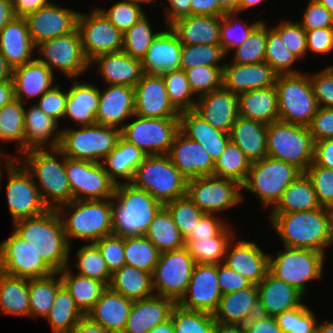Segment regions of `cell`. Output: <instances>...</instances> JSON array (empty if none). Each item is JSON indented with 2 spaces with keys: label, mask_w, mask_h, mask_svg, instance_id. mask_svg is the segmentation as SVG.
Here are the masks:
<instances>
[{
  "label": "cell",
  "mask_w": 333,
  "mask_h": 333,
  "mask_svg": "<svg viewBox=\"0 0 333 333\" xmlns=\"http://www.w3.org/2000/svg\"><path fill=\"white\" fill-rule=\"evenodd\" d=\"M134 114V87L109 85L104 91H99V107L96 114L97 124L122 129L125 124L121 122L133 117Z\"/></svg>",
  "instance_id": "cell-27"
},
{
  "label": "cell",
  "mask_w": 333,
  "mask_h": 333,
  "mask_svg": "<svg viewBox=\"0 0 333 333\" xmlns=\"http://www.w3.org/2000/svg\"><path fill=\"white\" fill-rule=\"evenodd\" d=\"M147 156L141 149L128 143L122 137L118 140L116 148L101 161L110 179L117 185L122 183L118 179H125L124 183H130L137 166ZM118 178V179H117Z\"/></svg>",
  "instance_id": "cell-43"
},
{
  "label": "cell",
  "mask_w": 333,
  "mask_h": 333,
  "mask_svg": "<svg viewBox=\"0 0 333 333\" xmlns=\"http://www.w3.org/2000/svg\"><path fill=\"white\" fill-rule=\"evenodd\" d=\"M270 215V222L286 247L325 253V247L333 242L325 207Z\"/></svg>",
  "instance_id": "cell-2"
},
{
  "label": "cell",
  "mask_w": 333,
  "mask_h": 333,
  "mask_svg": "<svg viewBox=\"0 0 333 333\" xmlns=\"http://www.w3.org/2000/svg\"><path fill=\"white\" fill-rule=\"evenodd\" d=\"M252 162L243 151L232 141H229L214 162L213 175L232 179L241 185L245 182Z\"/></svg>",
  "instance_id": "cell-52"
},
{
  "label": "cell",
  "mask_w": 333,
  "mask_h": 333,
  "mask_svg": "<svg viewBox=\"0 0 333 333\" xmlns=\"http://www.w3.org/2000/svg\"><path fill=\"white\" fill-rule=\"evenodd\" d=\"M0 271L26 279L46 277L54 272L29 242L22 240L14 232L0 243Z\"/></svg>",
  "instance_id": "cell-19"
},
{
  "label": "cell",
  "mask_w": 333,
  "mask_h": 333,
  "mask_svg": "<svg viewBox=\"0 0 333 333\" xmlns=\"http://www.w3.org/2000/svg\"><path fill=\"white\" fill-rule=\"evenodd\" d=\"M232 230L227 226L211 238L185 240V247L195 263L216 264L223 263L229 242L233 239Z\"/></svg>",
  "instance_id": "cell-49"
},
{
  "label": "cell",
  "mask_w": 333,
  "mask_h": 333,
  "mask_svg": "<svg viewBox=\"0 0 333 333\" xmlns=\"http://www.w3.org/2000/svg\"><path fill=\"white\" fill-rule=\"evenodd\" d=\"M177 303L170 298L156 296L133 301L126 327L122 333H148L158 324L170 319Z\"/></svg>",
  "instance_id": "cell-30"
},
{
  "label": "cell",
  "mask_w": 333,
  "mask_h": 333,
  "mask_svg": "<svg viewBox=\"0 0 333 333\" xmlns=\"http://www.w3.org/2000/svg\"><path fill=\"white\" fill-rule=\"evenodd\" d=\"M135 114L145 118L179 117L170 103L162 75L143 74L135 85Z\"/></svg>",
  "instance_id": "cell-22"
},
{
  "label": "cell",
  "mask_w": 333,
  "mask_h": 333,
  "mask_svg": "<svg viewBox=\"0 0 333 333\" xmlns=\"http://www.w3.org/2000/svg\"><path fill=\"white\" fill-rule=\"evenodd\" d=\"M223 16L189 15L169 25L183 45L220 44Z\"/></svg>",
  "instance_id": "cell-35"
},
{
  "label": "cell",
  "mask_w": 333,
  "mask_h": 333,
  "mask_svg": "<svg viewBox=\"0 0 333 333\" xmlns=\"http://www.w3.org/2000/svg\"><path fill=\"white\" fill-rule=\"evenodd\" d=\"M197 99L194 110L215 129L229 133L239 116L238 95L222 86Z\"/></svg>",
  "instance_id": "cell-26"
},
{
  "label": "cell",
  "mask_w": 333,
  "mask_h": 333,
  "mask_svg": "<svg viewBox=\"0 0 333 333\" xmlns=\"http://www.w3.org/2000/svg\"><path fill=\"white\" fill-rule=\"evenodd\" d=\"M237 15H239L238 12H225L221 19L220 45L225 54H228L230 50L242 45L250 36L251 32L262 22L259 20L247 25L245 22H237L235 20ZM236 23L239 24V26ZM240 24H242V26Z\"/></svg>",
  "instance_id": "cell-60"
},
{
  "label": "cell",
  "mask_w": 333,
  "mask_h": 333,
  "mask_svg": "<svg viewBox=\"0 0 333 333\" xmlns=\"http://www.w3.org/2000/svg\"><path fill=\"white\" fill-rule=\"evenodd\" d=\"M164 207L170 213L184 239L190 235L206 214L187 195L165 203Z\"/></svg>",
  "instance_id": "cell-59"
},
{
  "label": "cell",
  "mask_w": 333,
  "mask_h": 333,
  "mask_svg": "<svg viewBox=\"0 0 333 333\" xmlns=\"http://www.w3.org/2000/svg\"><path fill=\"white\" fill-rule=\"evenodd\" d=\"M309 308L302 304L277 315L276 319L282 333H314L318 321Z\"/></svg>",
  "instance_id": "cell-63"
},
{
  "label": "cell",
  "mask_w": 333,
  "mask_h": 333,
  "mask_svg": "<svg viewBox=\"0 0 333 333\" xmlns=\"http://www.w3.org/2000/svg\"><path fill=\"white\" fill-rule=\"evenodd\" d=\"M182 48L183 44L169 26L167 31H159L141 60L143 72L161 75L180 69Z\"/></svg>",
  "instance_id": "cell-29"
},
{
  "label": "cell",
  "mask_w": 333,
  "mask_h": 333,
  "mask_svg": "<svg viewBox=\"0 0 333 333\" xmlns=\"http://www.w3.org/2000/svg\"><path fill=\"white\" fill-rule=\"evenodd\" d=\"M278 74L266 62L255 64H224L222 86L234 94L274 86Z\"/></svg>",
  "instance_id": "cell-25"
},
{
  "label": "cell",
  "mask_w": 333,
  "mask_h": 333,
  "mask_svg": "<svg viewBox=\"0 0 333 333\" xmlns=\"http://www.w3.org/2000/svg\"><path fill=\"white\" fill-rule=\"evenodd\" d=\"M78 15L79 12L54 3L28 14L25 19L34 45L73 32Z\"/></svg>",
  "instance_id": "cell-21"
},
{
  "label": "cell",
  "mask_w": 333,
  "mask_h": 333,
  "mask_svg": "<svg viewBox=\"0 0 333 333\" xmlns=\"http://www.w3.org/2000/svg\"><path fill=\"white\" fill-rule=\"evenodd\" d=\"M65 171L73 200H105L114 196L116 184L102 163L65 158Z\"/></svg>",
  "instance_id": "cell-16"
},
{
  "label": "cell",
  "mask_w": 333,
  "mask_h": 333,
  "mask_svg": "<svg viewBox=\"0 0 333 333\" xmlns=\"http://www.w3.org/2000/svg\"><path fill=\"white\" fill-rule=\"evenodd\" d=\"M314 149L308 126L282 120L267 126V156L292 164L304 173L314 161Z\"/></svg>",
  "instance_id": "cell-6"
},
{
  "label": "cell",
  "mask_w": 333,
  "mask_h": 333,
  "mask_svg": "<svg viewBox=\"0 0 333 333\" xmlns=\"http://www.w3.org/2000/svg\"><path fill=\"white\" fill-rule=\"evenodd\" d=\"M14 233L29 242L34 251L54 271L69 266L70 245L56 209L14 222Z\"/></svg>",
  "instance_id": "cell-1"
},
{
  "label": "cell",
  "mask_w": 333,
  "mask_h": 333,
  "mask_svg": "<svg viewBox=\"0 0 333 333\" xmlns=\"http://www.w3.org/2000/svg\"><path fill=\"white\" fill-rule=\"evenodd\" d=\"M24 104L17 99L0 109V129L3 142H18L20 152H25Z\"/></svg>",
  "instance_id": "cell-53"
},
{
  "label": "cell",
  "mask_w": 333,
  "mask_h": 333,
  "mask_svg": "<svg viewBox=\"0 0 333 333\" xmlns=\"http://www.w3.org/2000/svg\"><path fill=\"white\" fill-rule=\"evenodd\" d=\"M275 87L279 120L308 126L319 108L309 75H278Z\"/></svg>",
  "instance_id": "cell-10"
},
{
  "label": "cell",
  "mask_w": 333,
  "mask_h": 333,
  "mask_svg": "<svg viewBox=\"0 0 333 333\" xmlns=\"http://www.w3.org/2000/svg\"><path fill=\"white\" fill-rule=\"evenodd\" d=\"M242 185L232 179L215 175L200 176L187 181L186 195L207 214L228 210L243 201Z\"/></svg>",
  "instance_id": "cell-15"
},
{
  "label": "cell",
  "mask_w": 333,
  "mask_h": 333,
  "mask_svg": "<svg viewBox=\"0 0 333 333\" xmlns=\"http://www.w3.org/2000/svg\"><path fill=\"white\" fill-rule=\"evenodd\" d=\"M150 193L163 205L186 195L187 180L167 154L147 155L130 182Z\"/></svg>",
  "instance_id": "cell-7"
},
{
  "label": "cell",
  "mask_w": 333,
  "mask_h": 333,
  "mask_svg": "<svg viewBox=\"0 0 333 333\" xmlns=\"http://www.w3.org/2000/svg\"><path fill=\"white\" fill-rule=\"evenodd\" d=\"M99 91L100 89L91 83L74 81L73 86L67 91L64 118L68 116L76 121V127L96 124Z\"/></svg>",
  "instance_id": "cell-39"
},
{
  "label": "cell",
  "mask_w": 333,
  "mask_h": 333,
  "mask_svg": "<svg viewBox=\"0 0 333 333\" xmlns=\"http://www.w3.org/2000/svg\"><path fill=\"white\" fill-rule=\"evenodd\" d=\"M144 235L160 253L185 247V239L164 206L157 212Z\"/></svg>",
  "instance_id": "cell-47"
},
{
  "label": "cell",
  "mask_w": 333,
  "mask_h": 333,
  "mask_svg": "<svg viewBox=\"0 0 333 333\" xmlns=\"http://www.w3.org/2000/svg\"><path fill=\"white\" fill-rule=\"evenodd\" d=\"M69 266L59 271L62 284L70 292L76 306L86 315L101 297L107 286L96 279L73 273Z\"/></svg>",
  "instance_id": "cell-45"
},
{
  "label": "cell",
  "mask_w": 333,
  "mask_h": 333,
  "mask_svg": "<svg viewBox=\"0 0 333 333\" xmlns=\"http://www.w3.org/2000/svg\"><path fill=\"white\" fill-rule=\"evenodd\" d=\"M77 260L78 274L101 281L108 287L112 273L95 243L83 245L77 252Z\"/></svg>",
  "instance_id": "cell-57"
},
{
  "label": "cell",
  "mask_w": 333,
  "mask_h": 333,
  "mask_svg": "<svg viewBox=\"0 0 333 333\" xmlns=\"http://www.w3.org/2000/svg\"><path fill=\"white\" fill-rule=\"evenodd\" d=\"M302 20L299 22L305 30L333 27V14L316 0H309Z\"/></svg>",
  "instance_id": "cell-70"
},
{
  "label": "cell",
  "mask_w": 333,
  "mask_h": 333,
  "mask_svg": "<svg viewBox=\"0 0 333 333\" xmlns=\"http://www.w3.org/2000/svg\"><path fill=\"white\" fill-rule=\"evenodd\" d=\"M245 333H282L276 317L256 314L246 324Z\"/></svg>",
  "instance_id": "cell-76"
},
{
  "label": "cell",
  "mask_w": 333,
  "mask_h": 333,
  "mask_svg": "<svg viewBox=\"0 0 333 333\" xmlns=\"http://www.w3.org/2000/svg\"><path fill=\"white\" fill-rule=\"evenodd\" d=\"M283 250L276 258L269 255V272L304 294L307 282L322 277L324 253L292 247Z\"/></svg>",
  "instance_id": "cell-11"
},
{
  "label": "cell",
  "mask_w": 333,
  "mask_h": 333,
  "mask_svg": "<svg viewBox=\"0 0 333 333\" xmlns=\"http://www.w3.org/2000/svg\"><path fill=\"white\" fill-rule=\"evenodd\" d=\"M313 162L317 166L333 170V138L315 142Z\"/></svg>",
  "instance_id": "cell-77"
},
{
  "label": "cell",
  "mask_w": 333,
  "mask_h": 333,
  "mask_svg": "<svg viewBox=\"0 0 333 333\" xmlns=\"http://www.w3.org/2000/svg\"><path fill=\"white\" fill-rule=\"evenodd\" d=\"M267 42V25L262 21L250 34L247 40L234 51L235 64H255L265 61Z\"/></svg>",
  "instance_id": "cell-62"
},
{
  "label": "cell",
  "mask_w": 333,
  "mask_h": 333,
  "mask_svg": "<svg viewBox=\"0 0 333 333\" xmlns=\"http://www.w3.org/2000/svg\"><path fill=\"white\" fill-rule=\"evenodd\" d=\"M64 207L71 208L72 214H68L69 210H64ZM112 209L113 198L72 200L70 203L58 207L56 210L62 220L68 244L71 246L70 238L95 243L99 239L113 234Z\"/></svg>",
  "instance_id": "cell-5"
},
{
  "label": "cell",
  "mask_w": 333,
  "mask_h": 333,
  "mask_svg": "<svg viewBox=\"0 0 333 333\" xmlns=\"http://www.w3.org/2000/svg\"><path fill=\"white\" fill-rule=\"evenodd\" d=\"M217 278L218 286L222 295L243 290L252 285L249 280H247L238 272L230 269L224 263H219L217 265Z\"/></svg>",
  "instance_id": "cell-73"
},
{
  "label": "cell",
  "mask_w": 333,
  "mask_h": 333,
  "mask_svg": "<svg viewBox=\"0 0 333 333\" xmlns=\"http://www.w3.org/2000/svg\"><path fill=\"white\" fill-rule=\"evenodd\" d=\"M238 115L266 125L279 120L275 85L239 94Z\"/></svg>",
  "instance_id": "cell-40"
},
{
  "label": "cell",
  "mask_w": 333,
  "mask_h": 333,
  "mask_svg": "<svg viewBox=\"0 0 333 333\" xmlns=\"http://www.w3.org/2000/svg\"><path fill=\"white\" fill-rule=\"evenodd\" d=\"M136 120L125 124L121 137L147 155L168 154L180 131L179 117L145 118L134 114Z\"/></svg>",
  "instance_id": "cell-13"
},
{
  "label": "cell",
  "mask_w": 333,
  "mask_h": 333,
  "mask_svg": "<svg viewBox=\"0 0 333 333\" xmlns=\"http://www.w3.org/2000/svg\"><path fill=\"white\" fill-rule=\"evenodd\" d=\"M301 173L294 165L267 156L252 162L242 189L258 196L265 207L272 205L274 208L283 191Z\"/></svg>",
  "instance_id": "cell-9"
},
{
  "label": "cell",
  "mask_w": 333,
  "mask_h": 333,
  "mask_svg": "<svg viewBox=\"0 0 333 333\" xmlns=\"http://www.w3.org/2000/svg\"><path fill=\"white\" fill-rule=\"evenodd\" d=\"M158 33H153L145 15L123 34L122 51L131 57L142 60Z\"/></svg>",
  "instance_id": "cell-61"
},
{
  "label": "cell",
  "mask_w": 333,
  "mask_h": 333,
  "mask_svg": "<svg viewBox=\"0 0 333 333\" xmlns=\"http://www.w3.org/2000/svg\"><path fill=\"white\" fill-rule=\"evenodd\" d=\"M57 274L59 272H53L46 277L28 279L30 317L45 318L49 314L55 295L63 285L61 276L58 279L55 277Z\"/></svg>",
  "instance_id": "cell-50"
},
{
  "label": "cell",
  "mask_w": 333,
  "mask_h": 333,
  "mask_svg": "<svg viewBox=\"0 0 333 333\" xmlns=\"http://www.w3.org/2000/svg\"><path fill=\"white\" fill-rule=\"evenodd\" d=\"M41 58H36L44 63L52 72L59 69L65 76L74 78L84 73L91 66L86 58L78 28L69 34L57 36L36 45Z\"/></svg>",
  "instance_id": "cell-17"
},
{
  "label": "cell",
  "mask_w": 333,
  "mask_h": 333,
  "mask_svg": "<svg viewBox=\"0 0 333 333\" xmlns=\"http://www.w3.org/2000/svg\"><path fill=\"white\" fill-rule=\"evenodd\" d=\"M308 128L314 142L333 138V108L319 107Z\"/></svg>",
  "instance_id": "cell-72"
},
{
  "label": "cell",
  "mask_w": 333,
  "mask_h": 333,
  "mask_svg": "<svg viewBox=\"0 0 333 333\" xmlns=\"http://www.w3.org/2000/svg\"><path fill=\"white\" fill-rule=\"evenodd\" d=\"M54 74L36 58L27 64L13 68V83L15 99L23 104L24 99L42 96L46 91L52 89Z\"/></svg>",
  "instance_id": "cell-37"
},
{
  "label": "cell",
  "mask_w": 333,
  "mask_h": 333,
  "mask_svg": "<svg viewBox=\"0 0 333 333\" xmlns=\"http://www.w3.org/2000/svg\"><path fill=\"white\" fill-rule=\"evenodd\" d=\"M180 131L200 143L215 162L230 141L229 133L215 129L195 110L180 112Z\"/></svg>",
  "instance_id": "cell-34"
},
{
  "label": "cell",
  "mask_w": 333,
  "mask_h": 333,
  "mask_svg": "<svg viewBox=\"0 0 333 333\" xmlns=\"http://www.w3.org/2000/svg\"><path fill=\"white\" fill-rule=\"evenodd\" d=\"M15 17H26L40 8L50 4L48 0H12Z\"/></svg>",
  "instance_id": "cell-80"
},
{
  "label": "cell",
  "mask_w": 333,
  "mask_h": 333,
  "mask_svg": "<svg viewBox=\"0 0 333 333\" xmlns=\"http://www.w3.org/2000/svg\"><path fill=\"white\" fill-rule=\"evenodd\" d=\"M218 0H191L190 15L223 16Z\"/></svg>",
  "instance_id": "cell-78"
},
{
  "label": "cell",
  "mask_w": 333,
  "mask_h": 333,
  "mask_svg": "<svg viewBox=\"0 0 333 333\" xmlns=\"http://www.w3.org/2000/svg\"><path fill=\"white\" fill-rule=\"evenodd\" d=\"M124 255L125 265L153 273L160 252L145 235H134L124 236Z\"/></svg>",
  "instance_id": "cell-51"
},
{
  "label": "cell",
  "mask_w": 333,
  "mask_h": 333,
  "mask_svg": "<svg viewBox=\"0 0 333 333\" xmlns=\"http://www.w3.org/2000/svg\"><path fill=\"white\" fill-rule=\"evenodd\" d=\"M226 56L220 44L183 45L180 69L186 70L196 66L219 67L223 71L224 64L220 60ZM219 64V65H218Z\"/></svg>",
  "instance_id": "cell-58"
},
{
  "label": "cell",
  "mask_w": 333,
  "mask_h": 333,
  "mask_svg": "<svg viewBox=\"0 0 333 333\" xmlns=\"http://www.w3.org/2000/svg\"><path fill=\"white\" fill-rule=\"evenodd\" d=\"M57 125V121L36 104L27 107L24 110L25 151L43 149L50 137L52 139L48 147L59 148L62 130H58Z\"/></svg>",
  "instance_id": "cell-38"
},
{
  "label": "cell",
  "mask_w": 333,
  "mask_h": 333,
  "mask_svg": "<svg viewBox=\"0 0 333 333\" xmlns=\"http://www.w3.org/2000/svg\"><path fill=\"white\" fill-rule=\"evenodd\" d=\"M184 71L193 94L198 97L222 87L223 71L219 67L196 66Z\"/></svg>",
  "instance_id": "cell-64"
},
{
  "label": "cell",
  "mask_w": 333,
  "mask_h": 333,
  "mask_svg": "<svg viewBox=\"0 0 333 333\" xmlns=\"http://www.w3.org/2000/svg\"><path fill=\"white\" fill-rule=\"evenodd\" d=\"M187 180L213 175L214 161L205 148L179 131L167 154Z\"/></svg>",
  "instance_id": "cell-23"
},
{
  "label": "cell",
  "mask_w": 333,
  "mask_h": 333,
  "mask_svg": "<svg viewBox=\"0 0 333 333\" xmlns=\"http://www.w3.org/2000/svg\"><path fill=\"white\" fill-rule=\"evenodd\" d=\"M163 206L150 193L131 183L117 184L113 196V234L122 237L144 235Z\"/></svg>",
  "instance_id": "cell-3"
},
{
  "label": "cell",
  "mask_w": 333,
  "mask_h": 333,
  "mask_svg": "<svg viewBox=\"0 0 333 333\" xmlns=\"http://www.w3.org/2000/svg\"><path fill=\"white\" fill-rule=\"evenodd\" d=\"M320 207L311 180L305 173H301L283 191L280 201L272 208L271 213L310 211Z\"/></svg>",
  "instance_id": "cell-44"
},
{
  "label": "cell",
  "mask_w": 333,
  "mask_h": 333,
  "mask_svg": "<svg viewBox=\"0 0 333 333\" xmlns=\"http://www.w3.org/2000/svg\"><path fill=\"white\" fill-rule=\"evenodd\" d=\"M233 238L226 249L224 264L238 272L252 284L258 285L269 272V254L256 243ZM234 245V246H233Z\"/></svg>",
  "instance_id": "cell-24"
},
{
  "label": "cell",
  "mask_w": 333,
  "mask_h": 333,
  "mask_svg": "<svg viewBox=\"0 0 333 333\" xmlns=\"http://www.w3.org/2000/svg\"><path fill=\"white\" fill-rule=\"evenodd\" d=\"M195 264L186 247L160 253L152 273L154 294L178 303L188 289Z\"/></svg>",
  "instance_id": "cell-14"
},
{
  "label": "cell",
  "mask_w": 333,
  "mask_h": 333,
  "mask_svg": "<svg viewBox=\"0 0 333 333\" xmlns=\"http://www.w3.org/2000/svg\"><path fill=\"white\" fill-rule=\"evenodd\" d=\"M217 265L196 263L188 289L178 304L188 310L214 313L222 293L218 286Z\"/></svg>",
  "instance_id": "cell-20"
},
{
  "label": "cell",
  "mask_w": 333,
  "mask_h": 333,
  "mask_svg": "<svg viewBox=\"0 0 333 333\" xmlns=\"http://www.w3.org/2000/svg\"><path fill=\"white\" fill-rule=\"evenodd\" d=\"M170 318L175 333H212L215 323L212 313L188 310L178 303L173 307Z\"/></svg>",
  "instance_id": "cell-54"
},
{
  "label": "cell",
  "mask_w": 333,
  "mask_h": 333,
  "mask_svg": "<svg viewBox=\"0 0 333 333\" xmlns=\"http://www.w3.org/2000/svg\"><path fill=\"white\" fill-rule=\"evenodd\" d=\"M19 155L24 158L23 165L33 179L39 181L37 188L49 209H57L73 200L65 171L66 156L59 148L33 149ZM57 155H61L62 160H57Z\"/></svg>",
  "instance_id": "cell-4"
},
{
  "label": "cell",
  "mask_w": 333,
  "mask_h": 333,
  "mask_svg": "<svg viewBox=\"0 0 333 333\" xmlns=\"http://www.w3.org/2000/svg\"><path fill=\"white\" fill-rule=\"evenodd\" d=\"M132 304V300L107 287L85 316L110 333H122L126 327Z\"/></svg>",
  "instance_id": "cell-32"
},
{
  "label": "cell",
  "mask_w": 333,
  "mask_h": 333,
  "mask_svg": "<svg viewBox=\"0 0 333 333\" xmlns=\"http://www.w3.org/2000/svg\"><path fill=\"white\" fill-rule=\"evenodd\" d=\"M98 9L123 34L146 15L140 5L123 1L117 2L109 10Z\"/></svg>",
  "instance_id": "cell-65"
},
{
  "label": "cell",
  "mask_w": 333,
  "mask_h": 333,
  "mask_svg": "<svg viewBox=\"0 0 333 333\" xmlns=\"http://www.w3.org/2000/svg\"><path fill=\"white\" fill-rule=\"evenodd\" d=\"M61 129L59 149L66 157L101 163L117 146L121 129L92 124L81 129Z\"/></svg>",
  "instance_id": "cell-8"
},
{
  "label": "cell",
  "mask_w": 333,
  "mask_h": 333,
  "mask_svg": "<svg viewBox=\"0 0 333 333\" xmlns=\"http://www.w3.org/2000/svg\"><path fill=\"white\" fill-rule=\"evenodd\" d=\"M170 5L165 9L167 27L177 19L190 15L191 0H168Z\"/></svg>",
  "instance_id": "cell-79"
},
{
  "label": "cell",
  "mask_w": 333,
  "mask_h": 333,
  "mask_svg": "<svg viewBox=\"0 0 333 333\" xmlns=\"http://www.w3.org/2000/svg\"><path fill=\"white\" fill-rule=\"evenodd\" d=\"M35 48L25 17H14L0 31V53L13 68L34 60Z\"/></svg>",
  "instance_id": "cell-31"
},
{
  "label": "cell",
  "mask_w": 333,
  "mask_h": 333,
  "mask_svg": "<svg viewBox=\"0 0 333 333\" xmlns=\"http://www.w3.org/2000/svg\"><path fill=\"white\" fill-rule=\"evenodd\" d=\"M94 63H99L98 71L107 85L135 87L144 74L141 60L123 51L98 55L90 61Z\"/></svg>",
  "instance_id": "cell-33"
},
{
  "label": "cell",
  "mask_w": 333,
  "mask_h": 333,
  "mask_svg": "<svg viewBox=\"0 0 333 333\" xmlns=\"http://www.w3.org/2000/svg\"><path fill=\"white\" fill-rule=\"evenodd\" d=\"M267 126L264 123L238 116L229 132L235 143L251 162L267 157Z\"/></svg>",
  "instance_id": "cell-41"
},
{
  "label": "cell",
  "mask_w": 333,
  "mask_h": 333,
  "mask_svg": "<svg viewBox=\"0 0 333 333\" xmlns=\"http://www.w3.org/2000/svg\"><path fill=\"white\" fill-rule=\"evenodd\" d=\"M108 287L132 301L153 297L152 273L123 265L111 274Z\"/></svg>",
  "instance_id": "cell-42"
},
{
  "label": "cell",
  "mask_w": 333,
  "mask_h": 333,
  "mask_svg": "<svg viewBox=\"0 0 333 333\" xmlns=\"http://www.w3.org/2000/svg\"><path fill=\"white\" fill-rule=\"evenodd\" d=\"M259 314L276 317L277 315L300 307L303 294L295 287L277 279L270 272L257 285Z\"/></svg>",
  "instance_id": "cell-28"
},
{
  "label": "cell",
  "mask_w": 333,
  "mask_h": 333,
  "mask_svg": "<svg viewBox=\"0 0 333 333\" xmlns=\"http://www.w3.org/2000/svg\"><path fill=\"white\" fill-rule=\"evenodd\" d=\"M259 313L257 285L223 294L217 310L213 313L216 321L232 324H246Z\"/></svg>",
  "instance_id": "cell-36"
},
{
  "label": "cell",
  "mask_w": 333,
  "mask_h": 333,
  "mask_svg": "<svg viewBox=\"0 0 333 333\" xmlns=\"http://www.w3.org/2000/svg\"><path fill=\"white\" fill-rule=\"evenodd\" d=\"M162 78L165 82L167 95L170 103L180 113L183 111L194 110L196 102L186 73L183 69L165 72Z\"/></svg>",
  "instance_id": "cell-55"
},
{
  "label": "cell",
  "mask_w": 333,
  "mask_h": 333,
  "mask_svg": "<svg viewBox=\"0 0 333 333\" xmlns=\"http://www.w3.org/2000/svg\"><path fill=\"white\" fill-rule=\"evenodd\" d=\"M77 28L84 54L89 61L101 54L122 51L123 33L98 8L93 9L89 15L79 12Z\"/></svg>",
  "instance_id": "cell-18"
},
{
  "label": "cell",
  "mask_w": 333,
  "mask_h": 333,
  "mask_svg": "<svg viewBox=\"0 0 333 333\" xmlns=\"http://www.w3.org/2000/svg\"><path fill=\"white\" fill-rule=\"evenodd\" d=\"M307 51L315 54L331 53L333 50V27L306 30Z\"/></svg>",
  "instance_id": "cell-74"
},
{
  "label": "cell",
  "mask_w": 333,
  "mask_h": 333,
  "mask_svg": "<svg viewBox=\"0 0 333 333\" xmlns=\"http://www.w3.org/2000/svg\"><path fill=\"white\" fill-rule=\"evenodd\" d=\"M282 38L289 51L302 59L307 54L306 30L299 22L281 20L277 27H272Z\"/></svg>",
  "instance_id": "cell-67"
},
{
  "label": "cell",
  "mask_w": 333,
  "mask_h": 333,
  "mask_svg": "<svg viewBox=\"0 0 333 333\" xmlns=\"http://www.w3.org/2000/svg\"><path fill=\"white\" fill-rule=\"evenodd\" d=\"M19 158L21 159L20 156L6 159L4 164L9 178L6 198L13 223L20 219L38 216L49 210L30 172L23 164L20 167Z\"/></svg>",
  "instance_id": "cell-12"
},
{
  "label": "cell",
  "mask_w": 333,
  "mask_h": 333,
  "mask_svg": "<svg viewBox=\"0 0 333 333\" xmlns=\"http://www.w3.org/2000/svg\"><path fill=\"white\" fill-rule=\"evenodd\" d=\"M83 316L70 292L62 285L45 319H48L52 333H71Z\"/></svg>",
  "instance_id": "cell-48"
},
{
  "label": "cell",
  "mask_w": 333,
  "mask_h": 333,
  "mask_svg": "<svg viewBox=\"0 0 333 333\" xmlns=\"http://www.w3.org/2000/svg\"><path fill=\"white\" fill-rule=\"evenodd\" d=\"M299 58L287 49L280 35L267 27V42L265 49V61L278 75L299 74L292 70L291 66Z\"/></svg>",
  "instance_id": "cell-56"
},
{
  "label": "cell",
  "mask_w": 333,
  "mask_h": 333,
  "mask_svg": "<svg viewBox=\"0 0 333 333\" xmlns=\"http://www.w3.org/2000/svg\"><path fill=\"white\" fill-rule=\"evenodd\" d=\"M311 180L321 207L333 205V170L317 166L314 162L304 172Z\"/></svg>",
  "instance_id": "cell-66"
},
{
  "label": "cell",
  "mask_w": 333,
  "mask_h": 333,
  "mask_svg": "<svg viewBox=\"0 0 333 333\" xmlns=\"http://www.w3.org/2000/svg\"><path fill=\"white\" fill-rule=\"evenodd\" d=\"M111 273L125 265L124 237L111 234L95 242Z\"/></svg>",
  "instance_id": "cell-68"
},
{
  "label": "cell",
  "mask_w": 333,
  "mask_h": 333,
  "mask_svg": "<svg viewBox=\"0 0 333 333\" xmlns=\"http://www.w3.org/2000/svg\"><path fill=\"white\" fill-rule=\"evenodd\" d=\"M60 85L57 84L52 89L46 91L36 105L44 111L46 114L51 116L57 122L60 118H64L66 110V101L68 93L61 91Z\"/></svg>",
  "instance_id": "cell-71"
},
{
  "label": "cell",
  "mask_w": 333,
  "mask_h": 333,
  "mask_svg": "<svg viewBox=\"0 0 333 333\" xmlns=\"http://www.w3.org/2000/svg\"><path fill=\"white\" fill-rule=\"evenodd\" d=\"M309 78L319 107L333 108V66L309 74Z\"/></svg>",
  "instance_id": "cell-69"
},
{
  "label": "cell",
  "mask_w": 333,
  "mask_h": 333,
  "mask_svg": "<svg viewBox=\"0 0 333 333\" xmlns=\"http://www.w3.org/2000/svg\"><path fill=\"white\" fill-rule=\"evenodd\" d=\"M214 215L206 213L185 240H197L217 236L227 225L223 220Z\"/></svg>",
  "instance_id": "cell-75"
},
{
  "label": "cell",
  "mask_w": 333,
  "mask_h": 333,
  "mask_svg": "<svg viewBox=\"0 0 333 333\" xmlns=\"http://www.w3.org/2000/svg\"><path fill=\"white\" fill-rule=\"evenodd\" d=\"M0 309L5 314L30 316L28 279L0 271Z\"/></svg>",
  "instance_id": "cell-46"
}]
</instances>
